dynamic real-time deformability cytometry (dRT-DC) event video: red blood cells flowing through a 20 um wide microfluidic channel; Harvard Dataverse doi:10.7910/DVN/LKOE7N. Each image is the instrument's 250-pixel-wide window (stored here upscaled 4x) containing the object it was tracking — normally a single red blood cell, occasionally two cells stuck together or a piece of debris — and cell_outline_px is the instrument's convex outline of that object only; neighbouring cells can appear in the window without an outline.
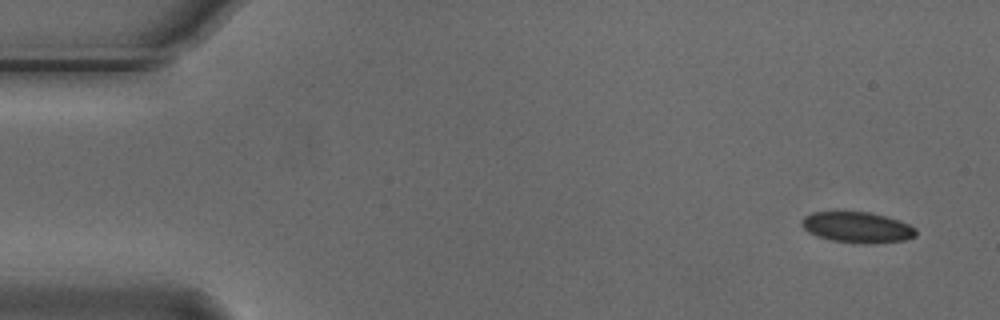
{"species": "Egyptian fruit bat (a non-hibernating species)", "species_latin": "Rousettus aegyptiacus", "temperature_condition": "cold", "stored_images_in_passage": 4, "camera_frame_rate_fps": 3000, "um_per_image_px": 0.085, "animal": {"sex": "male"}, "frame": {"image": 1, "passage_image": 1, "time_ms": 0.0, "image_size_px": [1000, 320], "cell_outline_px": [[916, 236], [908, 240], [876, 244], [860, 244], [832, 240], [816, 236], [808, 232], [800, 224], [800, 220], [804, 216], [812, 212], [872, 212], [900, 220], [916, 228]], "centroid_in_image_um": [72.89, 19.33], "position_along_channel_um": 12.1, "area_um2": 20.92}}
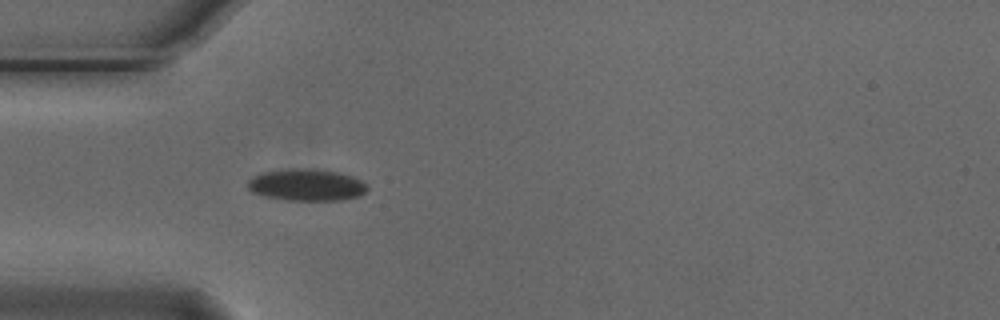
{"frame": {"image": 2, "passage_image": 4, "time_ms": 1.0, "image_size_px": [1000, 320], "cell_outline_px": [[368, 188], [360, 196], [344, 200], [288, 200], [264, 196], [252, 192], [248, 188], [248, 180], [252, 176], [264, 172], [288, 168], [316, 168], [336, 172], [352, 176], [360, 180]], "centroid_in_image_um": [26.04, 15.71], "position_along_channel_um": 59.0, "area_um2": 22.25}}